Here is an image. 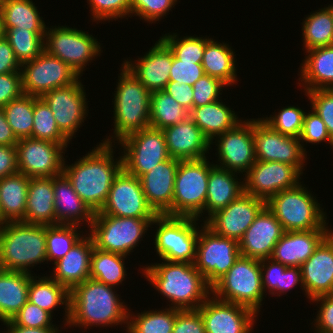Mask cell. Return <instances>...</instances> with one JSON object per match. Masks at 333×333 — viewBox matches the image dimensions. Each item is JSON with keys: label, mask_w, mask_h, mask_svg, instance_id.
<instances>
[{"label": "cell", "mask_w": 333, "mask_h": 333, "mask_svg": "<svg viewBox=\"0 0 333 333\" xmlns=\"http://www.w3.org/2000/svg\"><path fill=\"white\" fill-rule=\"evenodd\" d=\"M113 147L117 145L100 142L74 163L64 161L63 174L93 213L100 212L115 177L123 169L122 154L116 158Z\"/></svg>", "instance_id": "6da1fadb"}, {"label": "cell", "mask_w": 333, "mask_h": 333, "mask_svg": "<svg viewBox=\"0 0 333 333\" xmlns=\"http://www.w3.org/2000/svg\"><path fill=\"white\" fill-rule=\"evenodd\" d=\"M115 290V287L92 278L76 285L70 290L69 319L66 326L72 329L84 328L83 331L87 332L91 327L112 328L123 324L126 328L124 330H127L129 307Z\"/></svg>", "instance_id": "7a4b0ae2"}, {"label": "cell", "mask_w": 333, "mask_h": 333, "mask_svg": "<svg viewBox=\"0 0 333 333\" xmlns=\"http://www.w3.org/2000/svg\"><path fill=\"white\" fill-rule=\"evenodd\" d=\"M140 268L150 285L169 300L171 305L167 306L171 308L197 310L212 294V287L194 264L162 260Z\"/></svg>", "instance_id": "3957f363"}, {"label": "cell", "mask_w": 333, "mask_h": 333, "mask_svg": "<svg viewBox=\"0 0 333 333\" xmlns=\"http://www.w3.org/2000/svg\"><path fill=\"white\" fill-rule=\"evenodd\" d=\"M113 94V135L101 143L115 144L125 136L150 126L151 93L122 63ZM116 141V142H115Z\"/></svg>", "instance_id": "277c9868"}, {"label": "cell", "mask_w": 333, "mask_h": 333, "mask_svg": "<svg viewBox=\"0 0 333 333\" xmlns=\"http://www.w3.org/2000/svg\"><path fill=\"white\" fill-rule=\"evenodd\" d=\"M47 263L46 226L22 221L0 224V263L3 270L32 274Z\"/></svg>", "instance_id": "5b68a950"}, {"label": "cell", "mask_w": 333, "mask_h": 333, "mask_svg": "<svg viewBox=\"0 0 333 333\" xmlns=\"http://www.w3.org/2000/svg\"><path fill=\"white\" fill-rule=\"evenodd\" d=\"M320 205L302 182L294 188L280 191L266 202L285 231L331 229L327 222L328 215Z\"/></svg>", "instance_id": "8992f818"}, {"label": "cell", "mask_w": 333, "mask_h": 333, "mask_svg": "<svg viewBox=\"0 0 333 333\" xmlns=\"http://www.w3.org/2000/svg\"><path fill=\"white\" fill-rule=\"evenodd\" d=\"M212 295L260 314L262 301L266 297L262 287L260 260L239 256L229 271L212 286Z\"/></svg>", "instance_id": "52a82bcc"}, {"label": "cell", "mask_w": 333, "mask_h": 333, "mask_svg": "<svg viewBox=\"0 0 333 333\" xmlns=\"http://www.w3.org/2000/svg\"><path fill=\"white\" fill-rule=\"evenodd\" d=\"M197 218L157 215L151 223L154 232V250L161 260L193 264L199 235Z\"/></svg>", "instance_id": "ba28073f"}, {"label": "cell", "mask_w": 333, "mask_h": 333, "mask_svg": "<svg viewBox=\"0 0 333 333\" xmlns=\"http://www.w3.org/2000/svg\"><path fill=\"white\" fill-rule=\"evenodd\" d=\"M214 166L209 157L179 162L174 184L172 216L201 220L205 213L208 177Z\"/></svg>", "instance_id": "9c48e42d"}, {"label": "cell", "mask_w": 333, "mask_h": 333, "mask_svg": "<svg viewBox=\"0 0 333 333\" xmlns=\"http://www.w3.org/2000/svg\"><path fill=\"white\" fill-rule=\"evenodd\" d=\"M153 220L154 218L94 215L89 232H85L91 236L95 248L130 256L133 249L143 241Z\"/></svg>", "instance_id": "30bf717a"}, {"label": "cell", "mask_w": 333, "mask_h": 333, "mask_svg": "<svg viewBox=\"0 0 333 333\" xmlns=\"http://www.w3.org/2000/svg\"><path fill=\"white\" fill-rule=\"evenodd\" d=\"M93 34L76 27L47 26L44 36V50L69 65L80 77L86 66L103 52L102 44Z\"/></svg>", "instance_id": "8fae6325"}, {"label": "cell", "mask_w": 333, "mask_h": 333, "mask_svg": "<svg viewBox=\"0 0 333 333\" xmlns=\"http://www.w3.org/2000/svg\"><path fill=\"white\" fill-rule=\"evenodd\" d=\"M116 144L121 147L123 169L137 178L171 158L163 131L150 126L125 136Z\"/></svg>", "instance_id": "7c38bea8"}, {"label": "cell", "mask_w": 333, "mask_h": 333, "mask_svg": "<svg viewBox=\"0 0 333 333\" xmlns=\"http://www.w3.org/2000/svg\"><path fill=\"white\" fill-rule=\"evenodd\" d=\"M239 256L237 240L219 236L201 224L193 264L211 287L229 271Z\"/></svg>", "instance_id": "4fadbf2b"}, {"label": "cell", "mask_w": 333, "mask_h": 333, "mask_svg": "<svg viewBox=\"0 0 333 333\" xmlns=\"http://www.w3.org/2000/svg\"><path fill=\"white\" fill-rule=\"evenodd\" d=\"M243 119L232 129L218 135L210 142V148L214 144L215 151H217L215 152L218 158L217 164L214 163V165L238 173L239 177L242 175L244 177L257 161L255 157L254 118Z\"/></svg>", "instance_id": "5bb4252c"}, {"label": "cell", "mask_w": 333, "mask_h": 333, "mask_svg": "<svg viewBox=\"0 0 333 333\" xmlns=\"http://www.w3.org/2000/svg\"><path fill=\"white\" fill-rule=\"evenodd\" d=\"M23 92L41 98L45 93L75 83L80 75L61 59L45 50L33 60L21 64Z\"/></svg>", "instance_id": "9a60e30c"}, {"label": "cell", "mask_w": 333, "mask_h": 333, "mask_svg": "<svg viewBox=\"0 0 333 333\" xmlns=\"http://www.w3.org/2000/svg\"><path fill=\"white\" fill-rule=\"evenodd\" d=\"M68 146L32 137L19 139L16 144L18 171L30 178L59 176L63 174Z\"/></svg>", "instance_id": "2e32d148"}, {"label": "cell", "mask_w": 333, "mask_h": 333, "mask_svg": "<svg viewBox=\"0 0 333 333\" xmlns=\"http://www.w3.org/2000/svg\"><path fill=\"white\" fill-rule=\"evenodd\" d=\"M79 78L75 83L55 88L41 98L53 112L59 130L71 141L88 117L85 85Z\"/></svg>", "instance_id": "e0dca14e"}, {"label": "cell", "mask_w": 333, "mask_h": 333, "mask_svg": "<svg viewBox=\"0 0 333 333\" xmlns=\"http://www.w3.org/2000/svg\"><path fill=\"white\" fill-rule=\"evenodd\" d=\"M254 142L256 160L286 163L304 174L309 158L298 138L273 130L259 117L254 119Z\"/></svg>", "instance_id": "ac0fdd59"}, {"label": "cell", "mask_w": 333, "mask_h": 333, "mask_svg": "<svg viewBox=\"0 0 333 333\" xmlns=\"http://www.w3.org/2000/svg\"><path fill=\"white\" fill-rule=\"evenodd\" d=\"M94 215L155 218L158 214L148 204L140 179L122 169L112 183L106 203Z\"/></svg>", "instance_id": "d6986e66"}, {"label": "cell", "mask_w": 333, "mask_h": 333, "mask_svg": "<svg viewBox=\"0 0 333 333\" xmlns=\"http://www.w3.org/2000/svg\"><path fill=\"white\" fill-rule=\"evenodd\" d=\"M244 176V193L267 202L280 191L296 187L303 174L286 163L257 160Z\"/></svg>", "instance_id": "ffe728a7"}, {"label": "cell", "mask_w": 333, "mask_h": 333, "mask_svg": "<svg viewBox=\"0 0 333 333\" xmlns=\"http://www.w3.org/2000/svg\"><path fill=\"white\" fill-rule=\"evenodd\" d=\"M197 310L203 318L206 333H251L258 319L253 310L219 300L212 294Z\"/></svg>", "instance_id": "44dd1931"}, {"label": "cell", "mask_w": 333, "mask_h": 333, "mask_svg": "<svg viewBox=\"0 0 333 333\" xmlns=\"http://www.w3.org/2000/svg\"><path fill=\"white\" fill-rule=\"evenodd\" d=\"M265 206L264 200L243 192L226 208L212 214L204 224L217 235L239 242Z\"/></svg>", "instance_id": "7402d4cb"}, {"label": "cell", "mask_w": 333, "mask_h": 333, "mask_svg": "<svg viewBox=\"0 0 333 333\" xmlns=\"http://www.w3.org/2000/svg\"><path fill=\"white\" fill-rule=\"evenodd\" d=\"M123 64L150 92L164 90L170 80L172 51L159 38L158 41L138 59H124Z\"/></svg>", "instance_id": "603a6c76"}, {"label": "cell", "mask_w": 333, "mask_h": 333, "mask_svg": "<svg viewBox=\"0 0 333 333\" xmlns=\"http://www.w3.org/2000/svg\"><path fill=\"white\" fill-rule=\"evenodd\" d=\"M285 230L265 206L239 240L240 256L257 260L270 258Z\"/></svg>", "instance_id": "cb8c5ba5"}, {"label": "cell", "mask_w": 333, "mask_h": 333, "mask_svg": "<svg viewBox=\"0 0 333 333\" xmlns=\"http://www.w3.org/2000/svg\"><path fill=\"white\" fill-rule=\"evenodd\" d=\"M304 295L312 299L333 294V231L302 264Z\"/></svg>", "instance_id": "d4e9b609"}, {"label": "cell", "mask_w": 333, "mask_h": 333, "mask_svg": "<svg viewBox=\"0 0 333 333\" xmlns=\"http://www.w3.org/2000/svg\"><path fill=\"white\" fill-rule=\"evenodd\" d=\"M180 161L169 158L139 178L148 204L158 215L172 216L174 184Z\"/></svg>", "instance_id": "484cf974"}, {"label": "cell", "mask_w": 333, "mask_h": 333, "mask_svg": "<svg viewBox=\"0 0 333 333\" xmlns=\"http://www.w3.org/2000/svg\"><path fill=\"white\" fill-rule=\"evenodd\" d=\"M332 229L285 231L276 243L271 259L287 267H301Z\"/></svg>", "instance_id": "4316f807"}, {"label": "cell", "mask_w": 333, "mask_h": 333, "mask_svg": "<svg viewBox=\"0 0 333 333\" xmlns=\"http://www.w3.org/2000/svg\"><path fill=\"white\" fill-rule=\"evenodd\" d=\"M162 131L171 158L196 160L208 157L210 142L190 117Z\"/></svg>", "instance_id": "83f0119b"}, {"label": "cell", "mask_w": 333, "mask_h": 333, "mask_svg": "<svg viewBox=\"0 0 333 333\" xmlns=\"http://www.w3.org/2000/svg\"><path fill=\"white\" fill-rule=\"evenodd\" d=\"M86 234V235H85ZM94 243L88 233L54 264L49 275L53 280L65 286L69 291L90 278L91 254Z\"/></svg>", "instance_id": "f1b7e54d"}, {"label": "cell", "mask_w": 333, "mask_h": 333, "mask_svg": "<svg viewBox=\"0 0 333 333\" xmlns=\"http://www.w3.org/2000/svg\"><path fill=\"white\" fill-rule=\"evenodd\" d=\"M54 208L56 212V225L86 224L89 228L94 213L74 191L68 178L61 174L54 177Z\"/></svg>", "instance_id": "f546056e"}, {"label": "cell", "mask_w": 333, "mask_h": 333, "mask_svg": "<svg viewBox=\"0 0 333 333\" xmlns=\"http://www.w3.org/2000/svg\"><path fill=\"white\" fill-rule=\"evenodd\" d=\"M305 53L298 72V87H302L304 92L333 89V45L314 48Z\"/></svg>", "instance_id": "4dcf8cb0"}, {"label": "cell", "mask_w": 333, "mask_h": 333, "mask_svg": "<svg viewBox=\"0 0 333 333\" xmlns=\"http://www.w3.org/2000/svg\"><path fill=\"white\" fill-rule=\"evenodd\" d=\"M54 200V177L30 178L23 222L56 225Z\"/></svg>", "instance_id": "1f68e13d"}, {"label": "cell", "mask_w": 333, "mask_h": 333, "mask_svg": "<svg viewBox=\"0 0 333 333\" xmlns=\"http://www.w3.org/2000/svg\"><path fill=\"white\" fill-rule=\"evenodd\" d=\"M238 175V173L217 166L210 170L205 202L206 217L201 218L202 222L220 209L226 208L244 192L243 178L239 179Z\"/></svg>", "instance_id": "d6a6232c"}, {"label": "cell", "mask_w": 333, "mask_h": 333, "mask_svg": "<svg viewBox=\"0 0 333 333\" xmlns=\"http://www.w3.org/2000/svg\"><path fill=\"white\" fill-rule=\"evenodd\" d=\"M232 108L219 99L210 104L193 107L189 117L201 129L203 135L211 142L215 137L232 129L242 119Z\"/></svg>", "instance_id": "836d02e7"}, {"label": "cell", "mask_w": 333, "mask_h": 333, "mask_svg": "<svg viewBox=\"0 0 333 333\" xmlns=\"http://www.w3.org/2000/svg\"><path fill=\"white\" fill-rule=\"evenodd\" d=\"M232 46L229 43H220L210 38L205 45L202 58V66L204 73L213 78L219 79L227 88L238 84L237 78V59ZM236 83V84H235Z\"/></svg>", "instance_id": "e575fe53"}, {"label": "cell", "mask_w": 333, "mask_h": 333, "mask_svg": "<svg viewBox=\"0 0 333 333\" xmlns=\"http://www.w3.org/2000/svg\"><path fill=\"white\" fill-rule=\"evenodd\" d=\"M29 180L20 172L0 179V224L24 221Z\"/></svg>", "instance_id": "d590c367"}, {"label": "cell", "mask_w": 333, "mask_h": 333, "mask_svg": "<svg viewBox=\"0 0 333 333\" xmlns=\"http://www.w3.org/2000/svg\"><path fill=\"white\" fill-rule=\"evenodd\" d=\"M33 275L8 270L0 272V322L12 320L26 304L29 283Z\"/></svg>", "instance_id": "8d00e7d4"}, {"label": "cell", "mask_w": 333, "mask_h": 333, "mask_svg": "<svg viewBox=\"0 0 333 333\" xmlns=\"http://www.w3.org/2000/svg\"><path fill=\"white\" fill-rule=\"evenodd\" d=\"M44 276V277H43ZM36 274L31 277L28 289V301L54 314V311L62 306L64 308V327L69 319L70 291L63 285L53 280L50 276ZM38 278V279H37Z\"/></svg>", "instance_id": "74e56055"}, {"label": "cell", "mask_w": 333, "mask_h": 333, "mask_svg": "<svg viewBox=\"0 0 333 333\" xmlns=\"http://www.w3.org/2000/svg\"><path fill=\"white\" fill-rule=\"evenodd\" d=\"M264 293L282 296L295 286L304 292L301 267H287L271 258L260 260Z\"/></svg>", "instance_id": "f35d334b"}, {"label": "cell", "mask_w": 333, "mask_h": 333, "mask_svg": "<svg viewBox=\"0 0 333 333\" xmlns=\"http://www.w3.org/2000/svg\"><path fill=\"white\" fill-rule=\"evenodd\" d=\"M3 28L27 29L45 33L46 24L32 0H4L2 7Z\"/></svg>", "instance_id": "ab89813d"}, {"label": "cell", "mask_w": 333, "mask_h": 333, "mask_svg": "<svg viewBox=\"0 0 333 333\" xmlns=\"http://www.w3.org/2000/svg\"><path fill=\"white\" fill-rule=\"evenodd\" d=\"M301 24L304 51L333 45V14L329 6L311 12Z\"/></svg>", "instance_id": "60d3db41"}, {"label": "cell", "mask_w": 333, "mask_h": 333, "mask_svg": "<svg viewBox=\"0 0 333 333\" xmlns=\"http://www.w3.org/2000/svg\"><path fill=\"white\" fill-rule=\"evenodd\" d=\"M128 256L93 248L90 263V278L108 286L119 288L126 280L125 260Z\"/></svg>", "instance_id": "b9f144b4"}, {"label": "cell", "mask_w": 333, "mask_h": 333, "mask_svg": "<svg viewBox=\"0 0 333 333\" xmlns=\"http://www.w3.org/2000/svg\"><path fill=\"white\" fill-rule=\"evenodd\" d=\"M128 309L126 333H172L176 321V308L144 310L134 313Z\"/></svg>", "instance_id": "7bdbcfd3"}, {"label": "cell", "mask_w": 333, "mask_h": 333, "mask_svg": "<svg viewBox=\"0 0 333 333\" xmlns=\"http://www.w3.org/2000/svg\"><path fill=\"white\" fill-rule=\"evenodd\" d=\"M189 117V111L181 106L166 91L151 93L150 127L163 130L166 127L183 122Z\"/></svg>", "instance_id": "ee69618b"}, {"label": "cell", "mask_w": 333, "mask_h": 333, "mask_svg": "<svg viewBox=\"0 0 333 333\" xmlns=\"http://www.w3.org/2000/svg\"><path fill=\"white\" fill-rule=\"evenodd\" d=\"M81 227L64 224L46 226L47 264L48 262H52L53 265V262L55 263L64 257L84 236V231Z\"/></svg>", "instance_id": "f6af8a7d"}, {"label": "cell", "mask_w": 333, "mask_h": 333, "mask_svg": "<svg viewBox=\"0 0 333 333\" xmlns=\"http://www.w3.org/2000/svg\"><path fill=\"white\" fill-rule=\"evenodd\" d=\"M7 122L16 138L32 137L34 96L23 94L3 107Z\"/></svg>", "instance_id": "bcb514c9"}, {"label": "cell", "mask_w": 333, "mask_h": 333, "mask_svg": "<svg viewBox=\"0 0 333 333\" xmlns=\"http://www.w3.org/2000/svg\"><path fill=\"white\" fill-rule=\"evenodd\" d=\"M3 29V36L10 43L20 64L33 60L44 51L45 33H34L17 27Z\"/></svg>", "instance_id": "7dc6e473"}, {"label": "cell", "mask_w": 333, "mask_h": 333, "mask_svg": "<svg viewBox=\"0 0 333 333\" xmlns=\"http://www.w3.org/2000/svg\"><path fill=\"white\" fill-rule=\"evenodd\" d=\"M32 138L57 144H70V140L59 130L53 112L48 104L34 96Z\"/></svg>", "instance_id": "c3c4849f"}, {"label": "cell", "mask_w": 333, "mask_h": 333, "mask_svg": "<svg viewBox=\"0 0 333 333\" xmlns=\"http://www.w3.org/2000/svg\"><path fill=\"white\" fill-rule=\"evenodd\" d=\"M160 39L171 49L173 56L181 61L201 63L206 42L210 39L198 36H180L178 33H166Z\"/></svg>", "instance_id": "681fc988"}, {"label": "cell", "mask_w": 333, "mask_h": 333, "mask_svg": "<svg viewBox=\"0 0 333 333\" xmlns=\"http://www.w3.org/2000/svg\"><path fill=\"white\" fill-rule=\"evenodd\" d=\"M303 108L289 105L279 109V112H274L269 117H263L262 120L268 124L273 130L286 135L298 138L303 129V118L305 114Z\"/></svg>", "instance_id": "f907efd6"}, {"label": "cell", "mask_w": 333, "mask_h": 333, "mask_svg": "<svg viewBox=\"0 0 333 333\" xmlns=\"http://www.w3.org/2000/svg\"><path fill=\"white\" fill-rule=\"evenodd\" d=\"M87 3L91 11L90 19L97 24L130 17L131 0H87Z\"/></svg>", "instance_id": "816d5d0a"}, {"label": "cell", "mask_w": 333, "mask_h": 333, "mask_svg": "<svg viewBox=\"0 0 333 333\" xmlns=\"http://www.w3.org/2000/svg\"><path fill=\"white\" fill-rule=\"evenodd\" d=\"M178 0H131L130 18L138 16L145 23H157L163 19Z\"/></svg>", "instance_id": "f5cc1de1"}, {"label": "cell", "mask_w": 333, "mask_h": 333, "mask_svg": "<svg viewBox=\"0 0 333 333\" xmlns=\"http://www.w3.org/2000/svg\"><path fill=\"white\" fill-rule=\"evenodd\" d=\"M299 140L302 144L304 151L307 153L304 142L307 144H319L327 143L330 144L331 149H333V138L329 135L327 127L324 122L317 114L316 111L309 110L305 112L303 118V129Z\"/></svg>", "instance_id": "db71d44e"}, {"label": "cell", "mask_w": 333, "mask_h": 333, "mask_svg": "<svg viewBox=\"0 0 333 333\" xmlns=\"http://www.w3.org/2000/svg\"><path fill=\"white\" fill-rule=\"evenodd\" d=\"M226 87L219 79L204 74L192 86L193 107L203 106L221 99L223 96L220 95Z\"/></svg>", "instance_id": "11a10c76"}, {"label": "cell", "mask_w": 333, "mask_h": 333, "mask_svg": "<svg viewBox=\"0 0 333 333\" xmlns=\"http://www.w3.org/2000/svg\"><path fill=\"white\" fill-rule=\"evenodd\" d=\"M304 95L310 100V109L317 112L333 138V89L306 91Z\"/></svg>", "instance_id": "9f6ffc18"}, {"label": "cell", "mask_w": 333, "mask_h": 333, "mask_svg": "<svg viewBox=\"0 0 333 333\" xmlns=\"http://www.w3.org/2000/svg\"><path fill=\"white\" fill-rule=\"evenodd\" d=\"M53 315L39 306L27 301L19 312L12 318V321L23 327H57L52 322Z\"/></svg>", "instance_id": "6f0895ef"}, {"label": "cell", "mask_w": 333, "mask_h": 333, "mask_svg": "<svg viewBox=\"0 0 333 333\" xmlns=\"http://www.w3.org/2000/svg\"><path fill=\"white\" fill-rule=\"evenodd\" d=\"M204 74L201 63L181 61L175 58L172 53V66L169 81H177L179 84L184 83L193 86Z\"/></svg>", "instance_id": "680465c9"}, {"label": "cell", "mask_w": 333, "mask_h": 333, "mask_svg": "<svg viewBox=\"0 0 333 333\" xmlns=\"http://www.w3.org/2000/svg\"><path fill=\"white\" fill-rule=\"evenodd\" d=\"M311 301L317 307L319 304L314 323H311L314 333H333V294L319 296Z\"/></svg>", "instance_id": "91938a15"}, {"label": "cell", "mask_w": 333, "mask_h": 333, "mask_svg": "<svg viewBox=\"0 0 333 333\" xmlns=\"http://www.w3.org/2000/svg\"><path fill=\"white\" fill-rule=\"evenodd\" d=\"M172 333H206L200 312L176 309V321Z\"/></svg>", "instance_id": "94428289"}, {"label": "cell", "mask_w": 333, "mask_h": 333, "mask_svg": "<svg viewBox=\"0 0 333 333\" xmlns=\"http://www.w3.org/2000/svg\"><path fill=\"white\" fill-rule=\"evenodd\" d=\"M24 94L20 72L0 74V107Z\"/></svg>", "instance_id": "6125c7cd"}, {"label": "cell", "mask_w": 333, "mask_h": 333, "mask_svg": "<svg viewBox=\"0 0 333 333\" xmlns=\"http://www.w3.org/2000/svg\"><path fill=\"white\" fill-rule=\"evenodd\" d=\"M167 94L171 95L181 106L189 112L193 108V88L189 84L177 81H169L164 89Z\"/></svg>", "instance_id": "be15d7a7"}, {"label": "cell", "mask_w": 333, "mask_h": 333, "mask_svg": "<svg viewBox=\"0 0 333 333\" xmlns=\"http://www.w3.org/2000/svg\"><path fill=\"white\" fill-rule=\"evenodd\" d=\"M21 64L16 59L10 43L4 38L0 37V74L11 72H20Z\"/></svg>", "instance_id": "e7e4bbea"}, {"label": "cell", "mask_w": 333, "mask_h": 333, "mask_svg": "<svg viewBox=\"0 0 333 333\" xmlns=\"http://www.w3.org/2000/svg\"><path fill=\"white\" fill-rule=\"evenodd\" d=\"M18 172L16 146L0 145V179Z\"/></svg>", "instance_id": "03108f58"}, {"label": "cell", "mask_w": 333, "mask_h": 333, "mask_svg": "<svg viewBox=\"0 0 333 333\" xmlns=\"http://www.w3.org/2000/svg\"><path fill=\"white\" fill-rule=\"evenodd\" d=\"M3 324L7 327L5 331H1L0 333H62L59 327H23L16 325L12 320H8L3 322Z\"/></svg>", "instance_id": "003e7915"}, {"label": "cell", "mask_w": 333, "mask_h": 333, "mask_svg": "<svg viewBox=\"0 0 333 333\" xmlns=\"http://www.w3.org/2000/svg\"><path fill=\"white\" fill-rule=\"evenodd\" d=\"M18 143V139L9 126L4 110L0 107V145L9 146Z\"/></svg>", "instance_id": "a7ac6f4b"}, {"label": "cell", "mask_w": 333, "mask_h": 333, "mask_svg": "<svg viewBox=\"0 0 333 333\" xmlns=\"http://www.w3.org/2000/svg\"><path fill=\"white\" fill-rule=\"evenodd\" d=\"M3 32H4V29H3V19H2V11H1V8H0V37L3 36Z\"/></svg>", "instance_id": "89a4df30"}, {"label": "cell", "mask_w": 333, "mask_h": 333, "mask_svg": "<svg viewBox=\"0 0 333 333\" xmlns=\"http://www.w3.org/2000/svg\"><path fill=\"white\" fill-rule=\"evenodd\" d=\"M328 6H329V8L331 9L332 14H333V3L329 4Z\"/></svg>", "instance_id": "2644e50d"}, {"label": "cell", "mask_w": 333, "mask_h": 333, "mask_svg": "<svg viewBox=\"0 0 333 333\" xmlns=\"http://www.w3.org/2000/svg\"><path fill=\"white\" fill-rule=\"evenodd\" d=\"M4 0H0V8L2 7Z\"/></svg>", "instance_id": "8c879c8a"}]
</instances>
